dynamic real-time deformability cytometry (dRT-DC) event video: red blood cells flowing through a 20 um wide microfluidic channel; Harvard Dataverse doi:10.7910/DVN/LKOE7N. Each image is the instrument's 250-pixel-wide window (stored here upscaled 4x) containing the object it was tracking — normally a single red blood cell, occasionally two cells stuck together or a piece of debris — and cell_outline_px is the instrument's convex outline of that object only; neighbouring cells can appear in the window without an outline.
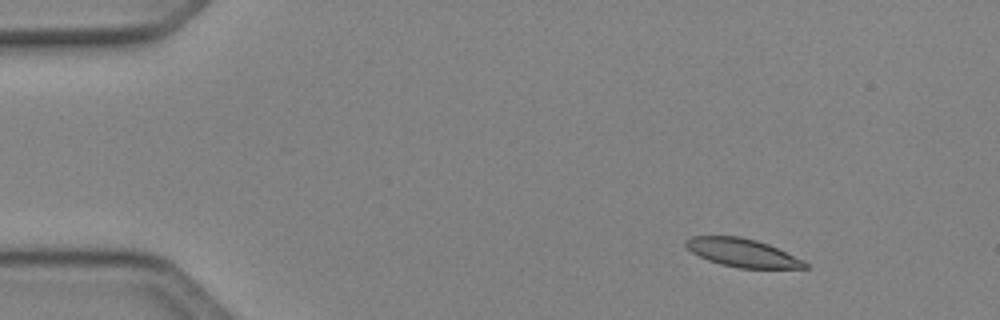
{"species": "Egyptian fruit bat (a non-hibernating species)", "species_latin": "Rousettus aegyptiacus", "temperature_condition": "cold", "stored_images_in_passage": 44, "camera_frame_rate_fps": 3000, "um_per_image_px": 0.085, "animal": {"sex": "female"}, "frame": {"image": 1, "passage_image": 1, "time_ms": 0.0, "image_size_px": [1000, 320], "cell_outline_px": [[808, 268], [740, 268], [720, 264], [708, 260], [692, 252], [684, 244], [684, 240], [688, 236], [740, 236], [756, 240], [768, 244], [804, 260], [808, 264]], "centroid_in_image_um": [63.08, 21.47], "position_along_channel_um": 21.9, "area_um2": 19.59}}
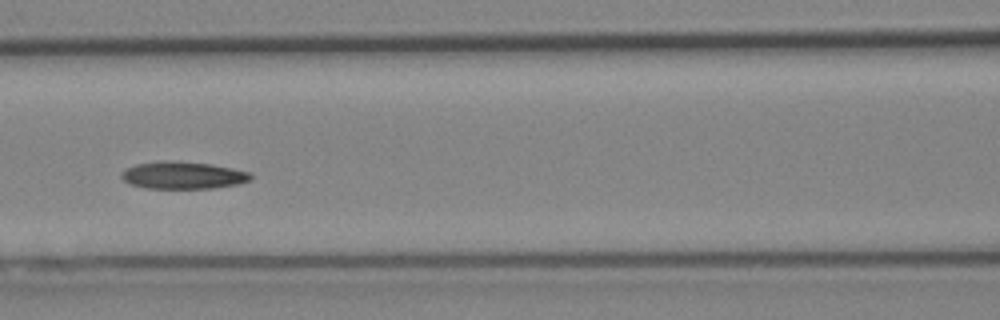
{"frame": {"image": 2, "passage_image": 17, "time_ms": 5.333, "image_size_px": [1000, 320], "cell_outline_px": [[252, 180], [240, 184], [212, 188], [144, 188], [128, 184], [120, 176], [128, 168], [136, 164], [212, 164], [252, 172]], "centroid_in_image_um": [15.66, 14.96], "position_along_channel_um": 150.9, "area_um2": 19.54}}
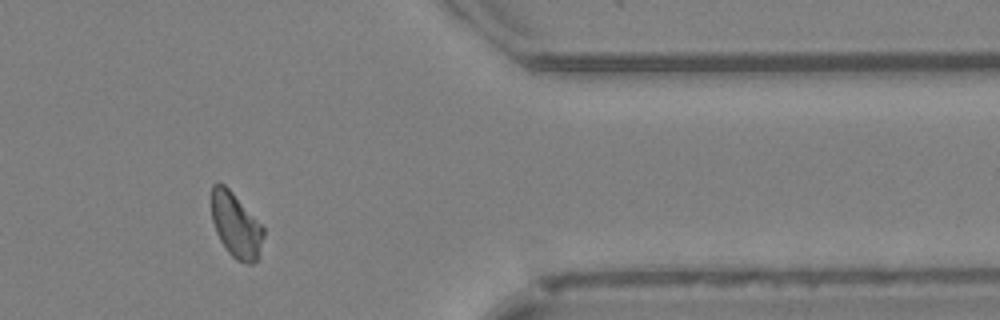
{"frame": {"image": 3, "passage_image": 36, "time_ms": 11.667, "image_size_px": [1000, 320], "cell_outline_px": [[264, 236], [256, 260], [252, 264], [248, 264], [236, 260], [228, 252], [220, 240], [216, 232], [212, 220], [212, 184], [224, 184], [232, 192], [264, 228]], "centroid_in_image_um": [20.04, 19.17], "position_along_channel_um": 391.4, "area_um2": 19.25}, "authors_computed_cell_mechanics": {"area_um2": 20.2589, "velocity_mm_per_s": 4.1077, "shape_relaxation_time_tau1_ms": null, "shape_relaxation_time_tau2_ms": 4.3105, "deformation_change_tau1": null, "deformation_change_tau2": 0.1117}}